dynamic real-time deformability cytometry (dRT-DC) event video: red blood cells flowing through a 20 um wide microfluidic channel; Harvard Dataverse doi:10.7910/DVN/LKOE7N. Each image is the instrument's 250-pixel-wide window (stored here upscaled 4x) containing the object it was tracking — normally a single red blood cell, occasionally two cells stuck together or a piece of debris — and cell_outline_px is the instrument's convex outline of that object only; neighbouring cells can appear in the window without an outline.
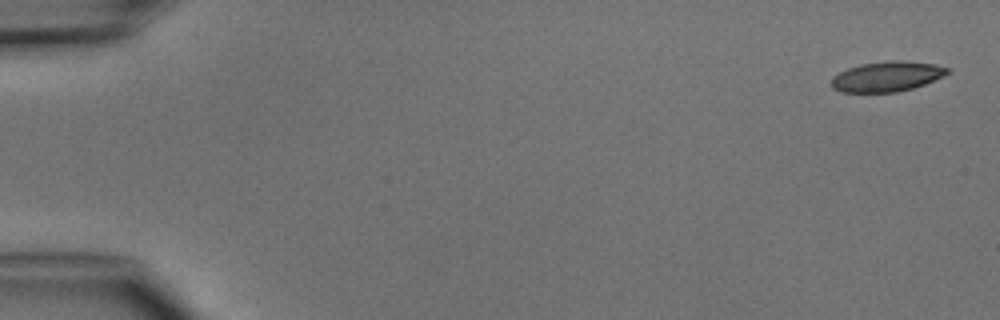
{"species": "common noctule bat (a hibernating species)", "species_latin": "Nyctalus noctula", "temperature_condition": "cold", "stored_images_in_passage": 5, "camera_frame_rate_fps": 3000, "um_per_image_px": 0.085, "animal": {"sex": "male", "body_mass_g": 15.6}, "frame": {"image": 1, "passage_image": 1, "time_ms": 0.0, "image_size_px": [1000, 320], "cell_outline_px": [[952, 72], [944, 76], [924, 84], [912, 88], [896, 92], [840, 92], [832, 88], [832, 76], [848, 68], [860, 64], [892, 60], [900, 60], [936, 64], [948, 68]], "centroid_in_image_um": [75.4, 6.5], "position_along_channel_um": 9.6, "area_um2": 20.4}}
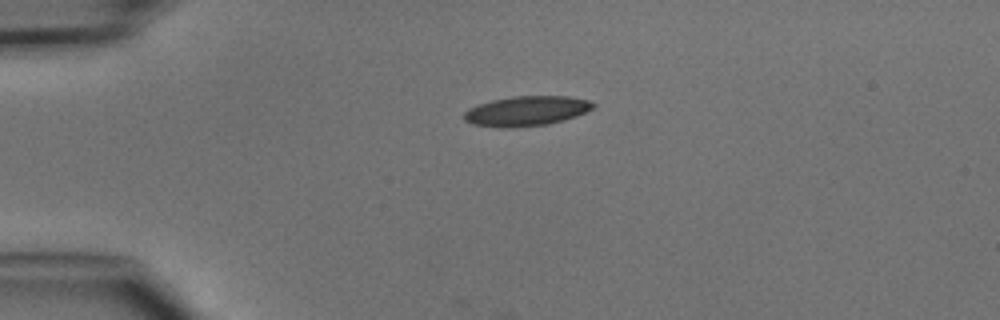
{"frame": {"image": 2, "passage_image": 4, "time_ms": 3.333, "image_size_px": [1000, 320], "cell_outline_px": [[596, 104], [592, 108], [576, 116], [564, 120], [548, 124], [516, 128], [500, 128], [472, 124], [464, 120], [464, 112], [468, 108], [492, 100], [512, 96], [568, 96], [588, 100]], "centroid_in_image_um": [44.72, 9.44], "position_along_channel_um": 40.3, "area_um2": 22.54}}